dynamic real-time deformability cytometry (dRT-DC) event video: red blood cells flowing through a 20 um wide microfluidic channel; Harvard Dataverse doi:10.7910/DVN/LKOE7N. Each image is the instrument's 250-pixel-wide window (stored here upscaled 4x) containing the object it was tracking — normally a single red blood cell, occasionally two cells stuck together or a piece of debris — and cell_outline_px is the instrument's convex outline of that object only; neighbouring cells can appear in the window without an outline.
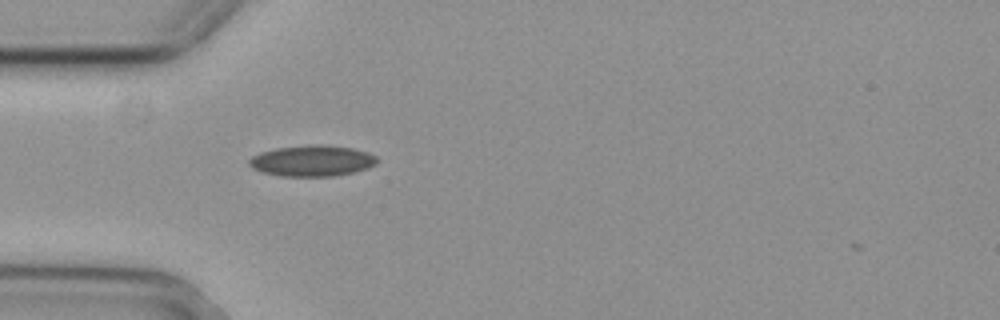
{"species": "common noctule bat (a hibernating species)", "species_latin": "Nyctalus noctula", "temperature_condition": "cold", "stored_images_in_passage": 40, "camera_frame_rate_fps": 3000, "um_per_image_px": 0.085, "animal": {"sex": "female", "body_mass_g": 29.2, "forearm_length_mm": 56.3}, "frame": {"image": 1, "passage_image": 2, "time_ms": 0.333, "image_size_px": [1000, 320], "cell_outline_px": [[380, 160], [376, 164], [368, 168], [352, 172], [332, 176], [280, 176], [260, 172], [252, 168], [248, 164], [248, 160], [252, 156], [260, 152], [276, 148], [316, 144], [324, 144], [352, 148], [368, 152], [376, 156]], "centroid_in_image_um": [26.52, 13.66], "position_along_channel_um": 58.5, "area_um2": 23.29}}
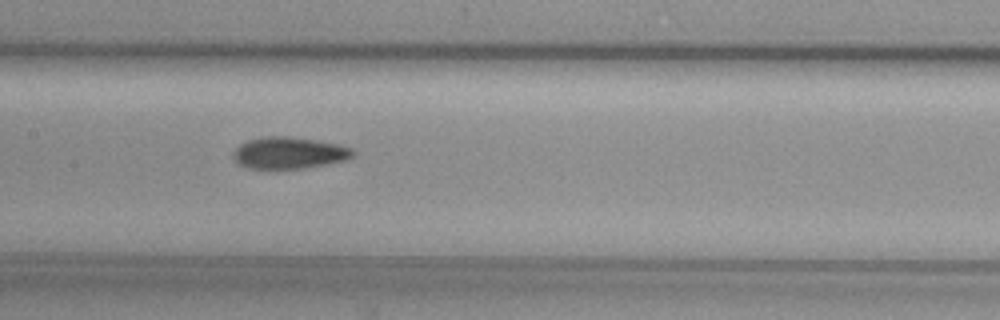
{"frame": {"image": 2, "passage_image": 12, "time_ms": 3.667, "image_size_px": [1000, 320], "cell_outline_px": [[356, 152], [352, 156], [344, 160], [328, 164], [304, 168], [248, 168], [236, 164], [232, 156], [232, 152], [240, 144], [248, 140], [264, 136], [288, 136], [316, 140], [340, 144], [352, 148]], "centroid_in_image_um": [24.55, 12.99], "position_along_channel_um": 182.9, "area_um2": 22.25}}
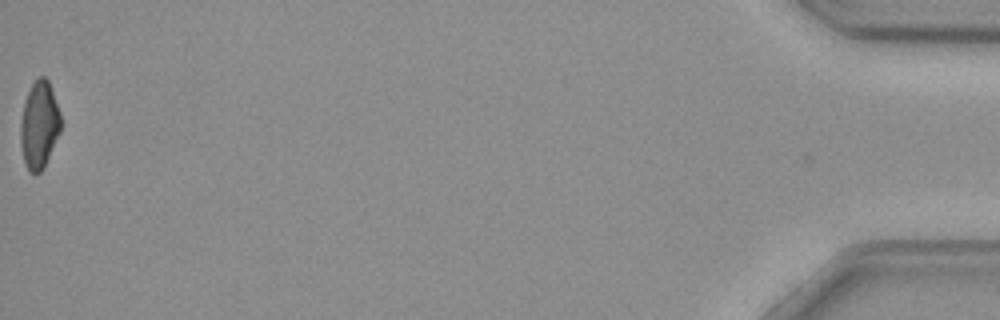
{"frame": {"image": 3, "passage_image": 40, "time_ms": 13.0, "image_size_px": [1000, 320], "cell_outline_px": [[60, 132], [44, 168], [36, 176], [28, 172], [24, 164], [20, 144], [20, 124], [24, 100], [32, 84], [40, 76], [44, 76], [48, 80], [60, 112]], "centroid_in_image_um": [3.31, 10.68], "position_along_channel_um": 431.9, "area_um2": 20.69}, "authors_computed_cell_mechanics": {"area_um2": 21.6172, "velocity_mm_per_s": 3.8138, "shape_relaxation_time_tau1_ms": 11.0589, "shape_relaxation_time_tau2_ms": 8.3877, "deformation_change_tau1": 0.1781, "deformation_change_tau2": 0.1388}}